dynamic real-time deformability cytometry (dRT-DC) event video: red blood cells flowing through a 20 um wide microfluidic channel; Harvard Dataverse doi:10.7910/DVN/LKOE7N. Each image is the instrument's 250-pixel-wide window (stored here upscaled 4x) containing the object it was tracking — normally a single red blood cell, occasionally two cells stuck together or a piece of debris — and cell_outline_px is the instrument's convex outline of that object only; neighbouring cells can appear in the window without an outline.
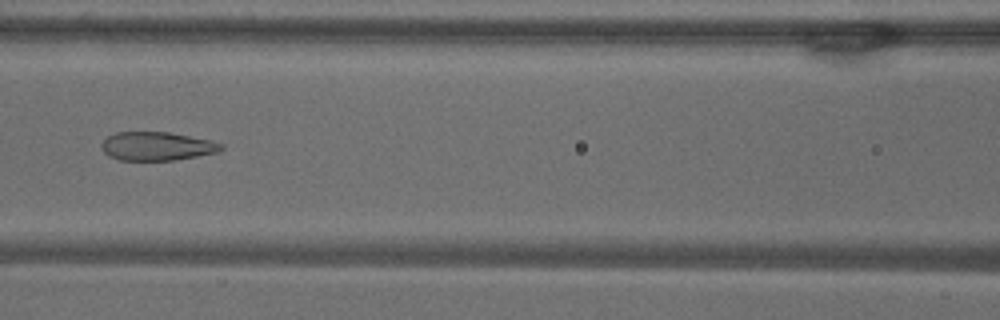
{"species": "common noctule bat (a hibernating species)", "species_latin": "Nyctalus noctula", "temperature_condition": "warm", "stored_images_in_passage": 33, "camera_frame_rate_fps": 3000, "um_per_image_px": 0.085, "animal": {"sex": "male", "body_mass_g": 18.8}, "frame": {"image": 1, "passage_image": 10, "time_ms": 3.0, "image_size_px": [1000, 320], "cell_outline_px": [[224, 148], [220, 152], [172, 160], [120, 160], [108, 156], [100, 148], [100, 144], [108, 136], [116, 132], [168, 132], [212, 140], [224, 144]], "centroid_in_image_um": [13.34, 12.42], "position_along_channel_um": 153.3, "area_um2": 20.06}}
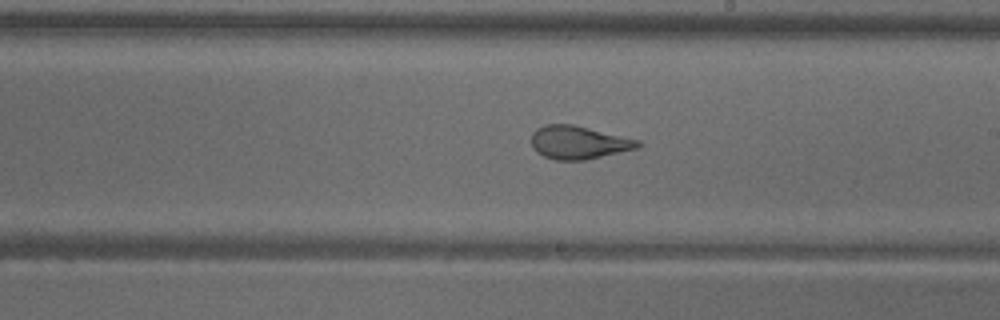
{"frame": {"image": 2, "passage_image": 17, "time_ms": 5.333, "image_size_px": [1000, 320], "cell_outline_px": [[640, 148], [584, 160], [556, 160], [544, 156], [536, 152], [532, 148], [532, 132], [536, 128], [544, 124], [572, 124], [640, 140]], "centroid_in_image_um": [49.16, 12.11], "position_along_channel_um": 239.8, "area_um2": 20.63}}
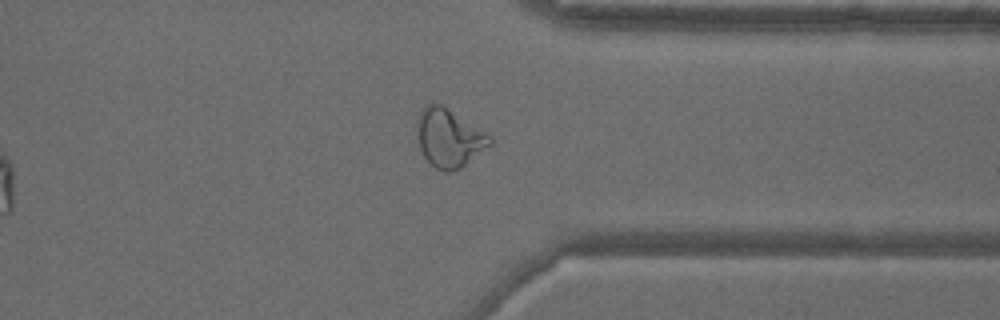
{"frame": {"image": 3, "passage_image": 28, "time_ms": 9.0, "image_size_px": [1000, 320], "cell_outline_px": [[492, 144], [460, 168], [452, 172], [444, 172], [436, 168], [424, 156], [420, 148], [416, 136], [420, 112], [432, 100], [440, 104], [492, 136]], "centroid_in_image_um": [38.16, 11.74], "position_along_channel_um": 373.2, "area_um2": 24.45}, "authors_computed_cell_mechanics": {"area_um2": 21.8484, "velocity_mm_per_s": 3.7159, "shape_relaxation_time_tau1_ms": null, "shape_relaxation_time_tau2_ms": 1.1011, "deformation_change_tau1": null, "deformation_change_tau2": 0.0772}}